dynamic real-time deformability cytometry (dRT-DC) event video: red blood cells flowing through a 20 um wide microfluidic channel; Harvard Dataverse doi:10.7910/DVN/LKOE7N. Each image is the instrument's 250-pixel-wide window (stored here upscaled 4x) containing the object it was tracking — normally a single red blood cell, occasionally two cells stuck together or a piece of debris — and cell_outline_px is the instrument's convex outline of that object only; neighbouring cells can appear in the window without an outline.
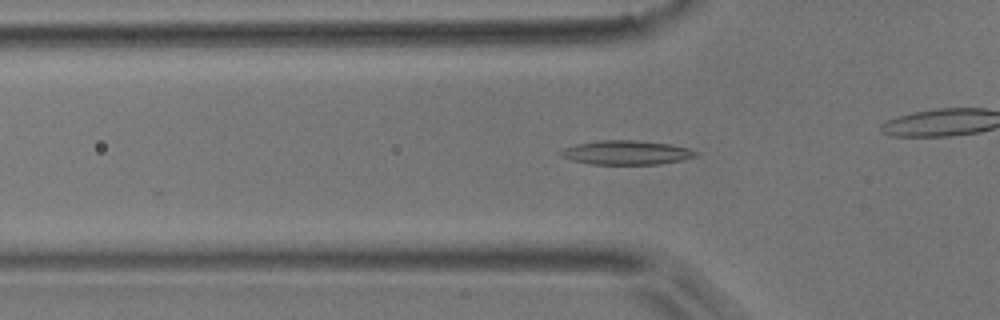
{"species": "common noctule bat (a hibernating species)", "species_latin": "Nyctalus noctula", "temperature_condition": "room temperature", "stored_images_in_passage": 42, "camera_frame_rate_fps": 3000, "um_per_image_px": 0.085, "animal": {"sex": "male", "body_mass_g": 17.9}, "frame": {"image": 1, "passage_image": 7, "time_ms": 2.0, "image_size_px": [1000, 320], "cell_outline_px": [[696, 156], [680, 160], [660, 164], [592, 164], [572, 160], [560, 156], [560, 152], [564, 148], [576, 144], [600, 140], [632, 140], [668, 144], [688, 148], [696, 152]], "centroid_in_image_um": [53.2, 12.97], "position_along_channel_um": 72.6, "area_um2": 18.67}}
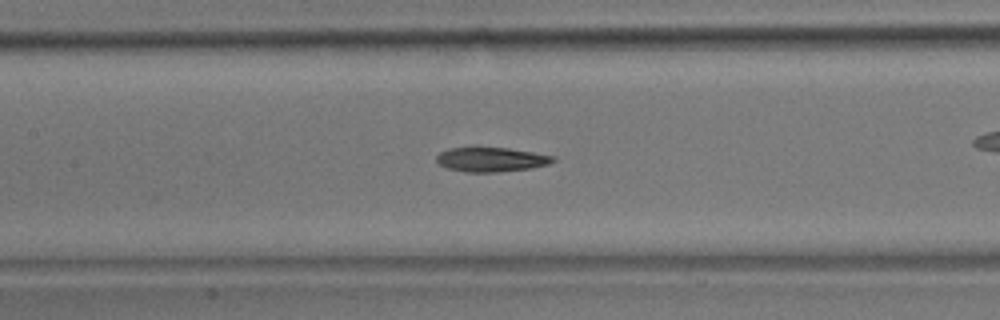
{"frame": {"image": 2, "passage_image": 14, "time_ms": 4.333, "image_size_px": [1000, 320], "cell_outline_px": [[556, 160], [548, 164], [532, 168], [496, 172], [464, 172], [448, 168], [440, 164], [436, 160], [436, 156], [440, 152], [448, 148], [472, 144], [476, 144], [508, 148], [556, 156]], "centroid_in_image_um": [41.7, 13.5], "position_along_channel_um": 165.7, "area_um2": 17.4}}
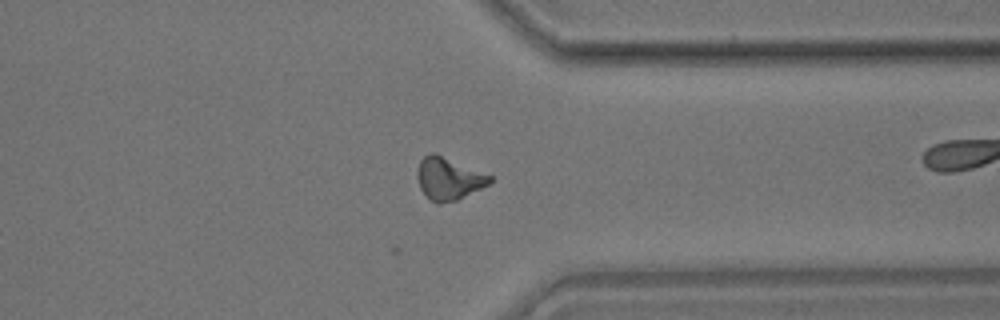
{"frame": {"image": 3, "passage_image": 30, "time_ms": 9.667, "image_size_px": [1000, 320], "cell_outline_px": [[492, 180], [488, 184], [456, 200], [440, 204], [436, 204], [420, 188], [416, 176], [420, 160], [428, 152], [436, 152], [492, 176]], "centroid_in_image_um": [38.1, 15.15], "position_along_channel_um": 373.3, "area_um2": 17.8}, "authors_computed_cell_mechanics": {"area_um2": 17.1377, "velocity_mm_per_s": 3.9491, "shape_relaxation_time_tau1_ms": 8.0023, "shape_relaxation_time_tau2_ms": 6.0022, "deformation_change_tau1": 0.1898, "deformation_change_tau2": 0.1567}}